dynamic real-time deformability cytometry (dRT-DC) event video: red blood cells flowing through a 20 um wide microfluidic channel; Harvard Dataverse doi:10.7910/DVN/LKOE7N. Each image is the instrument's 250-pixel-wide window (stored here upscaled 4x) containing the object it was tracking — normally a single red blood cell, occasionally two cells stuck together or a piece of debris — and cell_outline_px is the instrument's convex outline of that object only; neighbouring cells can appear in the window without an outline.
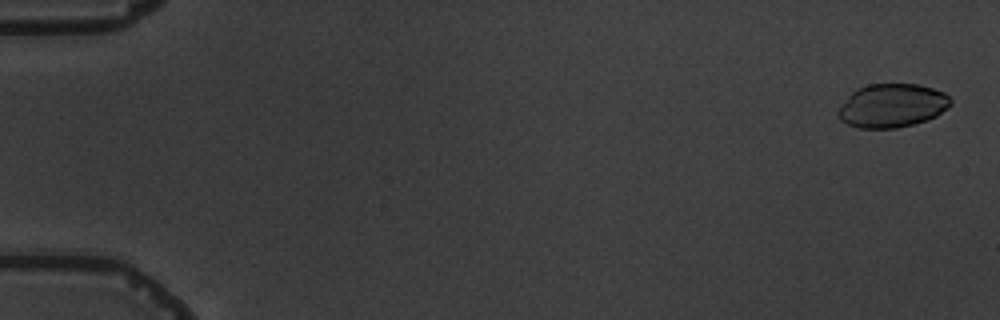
{"species": "common noctule bat (a hibernating species)", "species_latin": "Nyctalus noctula", "temperature_condition": "warm", "stored_images_in_passage": 6, "camera_frame_rate_fps": 3000, "um_per_image_px": 0.085, "animal": {"sex": "male", "body_mass_g": 19.5, "forearm_length_mm": 54.6}, "frame": {"image": 1, "passage_image": 1, "time_ms": 0.0, "image_size_px": [1000, 320], "cell_outline_px": [[952, 104], [936, 116], [912, 124], [896, 128], [860, 128], [848, 124], [840, 120], [836, 112], [848, 96], [856, 88], [868, 84], [920, 84], [944, 92], [952, 100]], "centroid_in_image_um": [75.82, 8.96], "position_along_channel_um": 9.2, "area_um2": 28.55}}